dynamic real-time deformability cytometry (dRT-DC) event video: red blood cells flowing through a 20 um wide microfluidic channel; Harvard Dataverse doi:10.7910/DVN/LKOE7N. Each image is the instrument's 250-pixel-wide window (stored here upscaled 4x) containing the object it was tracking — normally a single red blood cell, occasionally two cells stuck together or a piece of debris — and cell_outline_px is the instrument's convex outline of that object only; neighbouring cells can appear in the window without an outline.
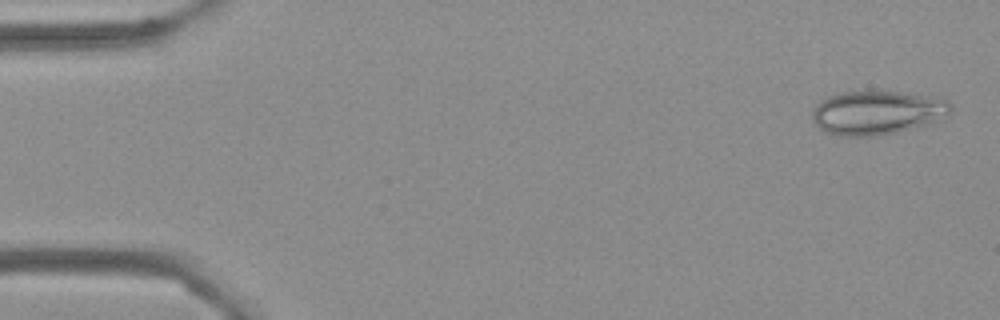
{"species": "Egyptian fruit bat (a non-hibernating species)", "species_latin": "Rousettus aegyptiacus", "temperature_condition": "cold", "stored_images_in_passage": 5, "camera_frame_rate_fps": 3000, "um_per_image_px": 0.085, "frame": {"image": 1, "passage_image": 1, "time_ms": 0.0, "image_size_px": [1000, 320], "cell_outline_px": [[952, 108], [948, 112], [928, 124], [896, 132], [876, 136], [840, 136], [824, 132], [812, 120], [812, 108], [820, 100], [828, 96], [840, 92], [860, 88], [868, 88], [944, 96], [952, 104]], "centroid_in_image_um": [74.53, 9.5], "position_along_channel_um": 10.5, "area_um2": 36.76}}